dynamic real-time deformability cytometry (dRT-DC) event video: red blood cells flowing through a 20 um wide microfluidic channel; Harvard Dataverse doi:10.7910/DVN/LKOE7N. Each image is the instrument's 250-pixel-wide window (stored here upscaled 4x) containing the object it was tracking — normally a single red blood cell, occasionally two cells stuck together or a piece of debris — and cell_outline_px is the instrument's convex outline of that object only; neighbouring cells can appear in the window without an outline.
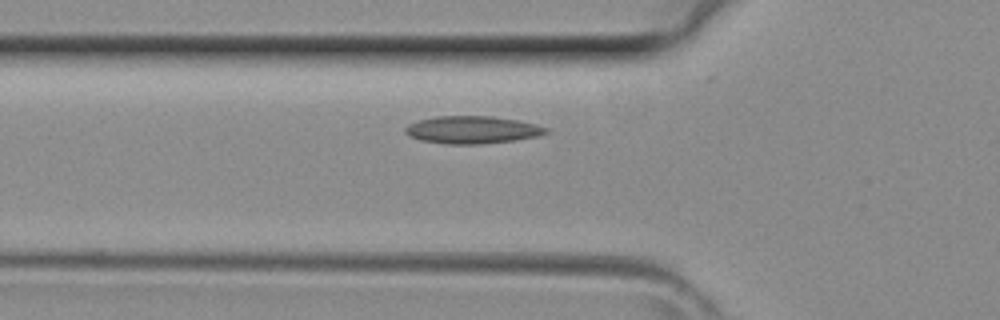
{"species": "common noctule bat (a hibernating species)", "species_latin": "Nyctalus noctula", "temperature_condition": "room temperature", "stored_images_in_passage": 30, "camera_frame_rate_fps": 3000, "um_per_image_px": 0.085, "animal": {"sex": "female", "body_mass_g": 29.2, "forearm_length_mm": 56.3}, "frame": {"image": 1, "passage_image": 6, "time_ms": 1.667, "image_size_px": [1000, 320], "cell_outline_px": [[552, 132], [536, 136], [512, 140], [480, 144], [448, 144], [420, 140], [408, 136], [404, 132], [404, 128], [408, 124], [420, 120], [436, 116], [492, 116], [516, 120], [536, 124], [548, 128]], "centroid_in_image_um": [40.12, 11.03], "position_along_channel_um": 85.7, "area_um2": 22.54}}
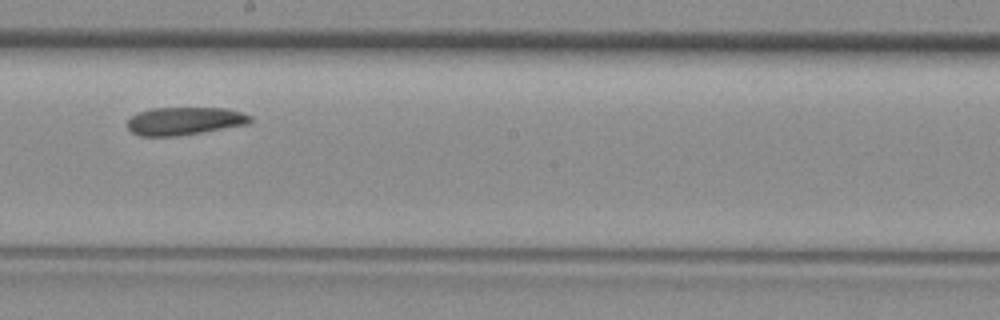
{"frame": {"image": 2, "passage_image": 15, "time_ms": 4.667, "image_size_px": [1000, 320], "cell_outline_px": [[252, 120], [248, 124], [176, 136], [140, 136], [132, 132], [128, 128], [128, 120], [132, 116], [140, 112], [152, 108], [224, 108], [244, 112], [252, 116]], "centroid_in_image_um": [15.71, 10.28], "position_along_channel_um": 232.5, "area_um2": 19.83}}
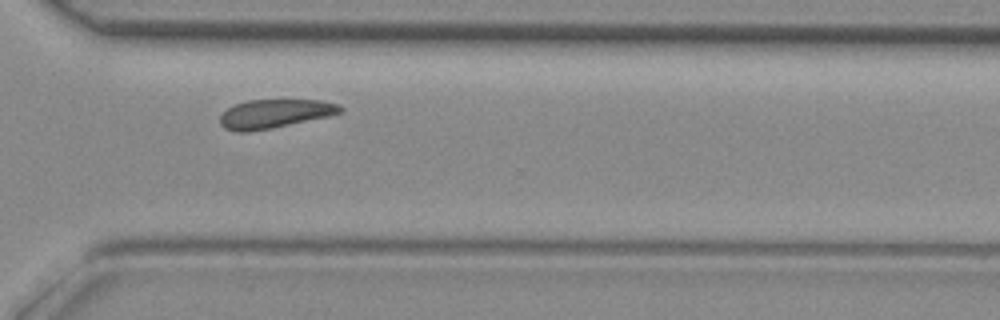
{"frame": {"image": 3, "passage_image": 22, "time_ms": 7.0, "image_size_px": [1000, 320], "cell_outline_px": [[344, 112], [328, 116], [268, 128], [244, 132], [236, 132], [224, 128], [220, 124], [220, 116], [228, 108], [236, 104], [248, 100], [324, 100], [340, 104], [344, 108]], "centroid_in_image_um": [23.38, 9.65], "position_along_channel_um": 347.2, "area_um2": 19.94}}